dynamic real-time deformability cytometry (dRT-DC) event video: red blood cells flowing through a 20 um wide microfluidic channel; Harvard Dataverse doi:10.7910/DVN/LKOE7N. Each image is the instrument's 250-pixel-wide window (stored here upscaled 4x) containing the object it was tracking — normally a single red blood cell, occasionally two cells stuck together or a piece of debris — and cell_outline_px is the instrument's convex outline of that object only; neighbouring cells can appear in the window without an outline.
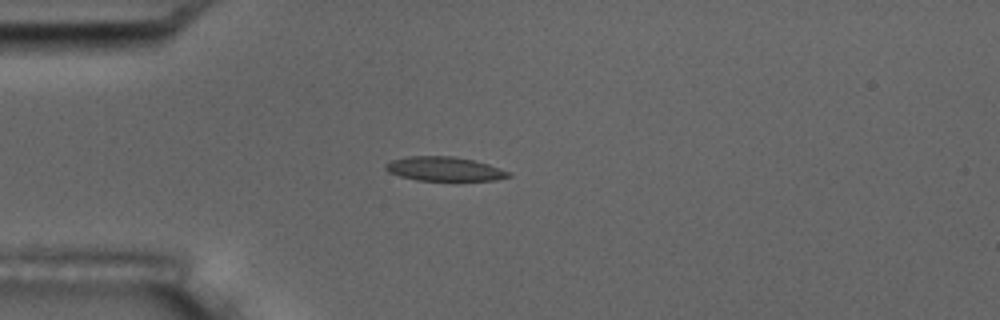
{"species": "common noctule bat (a hibernating species)", "species_latin": "Nyctalus noctula", "temperature_condition": "room temperature", "stored_images_in_passage": 14, "camera_frame_rate_fps": 3000, "um_per_image_px": 0.085, "animal": {"sex": "male", "body_mass_g": 17.5, "forearm_length_mm": 52.3}, "frame": {"image": 1, "passage_image": 3, "time_ms": 3.333, "image_size_px": [1000, 320], "cell_outline_px": [[512, 176], [496, 180], [416, 180], [400, 176], [388, 172], [384, 168], [384, 164], [392, 160], [408, 156], [456, 156], [488, 164], [512, 172]], "centroid_in_image_um": [37.77, 14.35], "position_along_channel_um": 47.2, "area_um2": 17.34}}
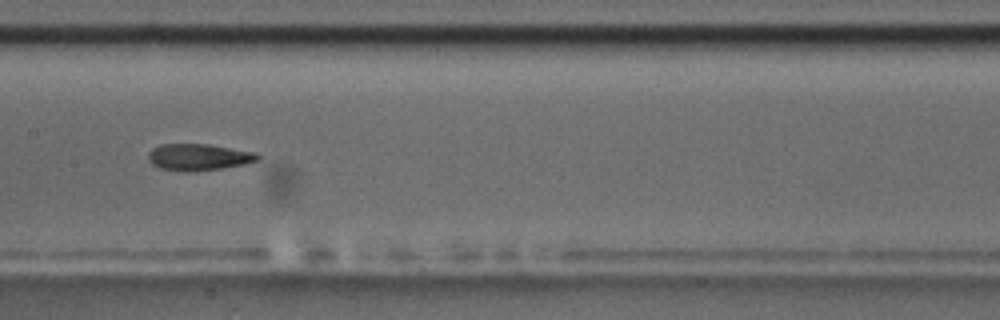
{"frame": {"image": 2, "passage_image": 7, "time_ms": 7.667, "image_size_px": [1000, 320], "cell_outline_px": [[260, 160], [244, 164], [196, 172], [184, 172], [160, 168], [152, 164], [148, 160], [148, 152], [152, 148], [160, 144], [208, 144], [256, 152], [260, 156]], "centroid_in_image_um": [16.87, 13.36], "position_along_channel_um": 190.5, "area_um2": 17.17}}
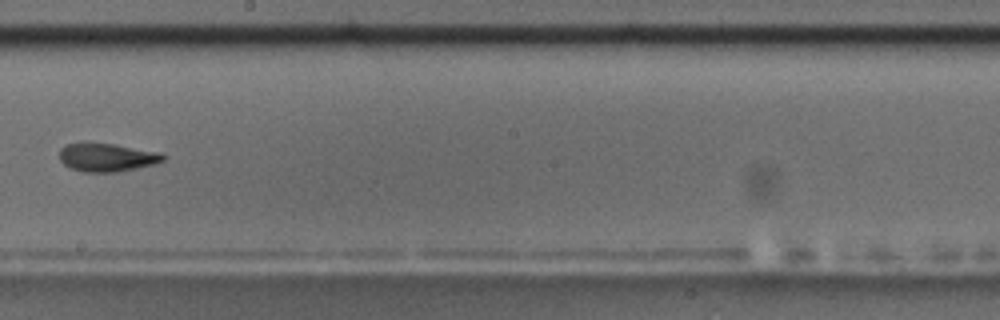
{"frame": {"image": 3, "passage_image": 8, "time_ms": 9.0, "image_size_px": [1000, 320], "cell_outline_px": [[168, 156], [164, 160], [156, 164], [116, 172], [80, 172], [64, 164], [60, 160], [60, 148], [64, 144], [112, 144], [160, 152]], "centroid_in_image_um": [9.12, 13.39], "position_along_channel_um": 239.1, "area_um2": 16.94}, "authors_computed_cell_mechanics": {"area_um2": 17.0799, "velocity_mm_per_s": 3.6651, "shape_relaxation_time_tau1_ms": null, "shape_relaxation_time_tau2_ms": 3.36, "deformation_change_tau1": null, "deformation_change_tau2": 0.0864}}